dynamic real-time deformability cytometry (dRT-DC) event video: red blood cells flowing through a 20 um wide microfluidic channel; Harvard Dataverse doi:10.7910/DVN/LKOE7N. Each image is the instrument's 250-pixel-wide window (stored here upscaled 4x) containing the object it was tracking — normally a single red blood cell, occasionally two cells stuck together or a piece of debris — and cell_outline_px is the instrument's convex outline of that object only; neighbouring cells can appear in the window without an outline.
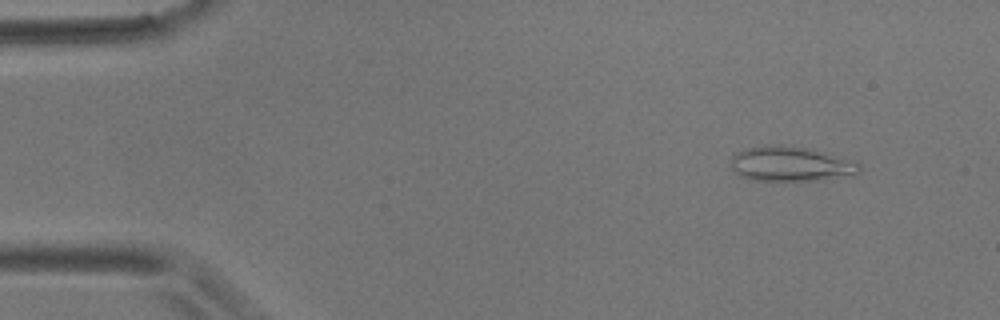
{"species": "common noctule bat (a hibernating species)", "species_latin": "Nyctalus noctula", "temperature_condition": "room temperature", "stored_images_in_passage": 5, "camera_frame_rate_fps": 3000, "um_per_image_px": 0.085, "animal": {"sex": "male", "body_mass_g": 17.9}, "frame": {"image": 1, "passage_image": 2, "time_ms": 1.333, "image_size_px": [1000, 320], "cell_outline_px": [[860, 172], [852, 176], [820, 180], [752, 180], [740, 176], [732, 168], [732, 156], [736, 152], [744, 148], [768, 144], [776, 144], [804, 148], [860, 164]], "centroid_in_image_um": [67.14, 13.95], "position_along_channel_um": 17.9, "area_um2": 25.61}}